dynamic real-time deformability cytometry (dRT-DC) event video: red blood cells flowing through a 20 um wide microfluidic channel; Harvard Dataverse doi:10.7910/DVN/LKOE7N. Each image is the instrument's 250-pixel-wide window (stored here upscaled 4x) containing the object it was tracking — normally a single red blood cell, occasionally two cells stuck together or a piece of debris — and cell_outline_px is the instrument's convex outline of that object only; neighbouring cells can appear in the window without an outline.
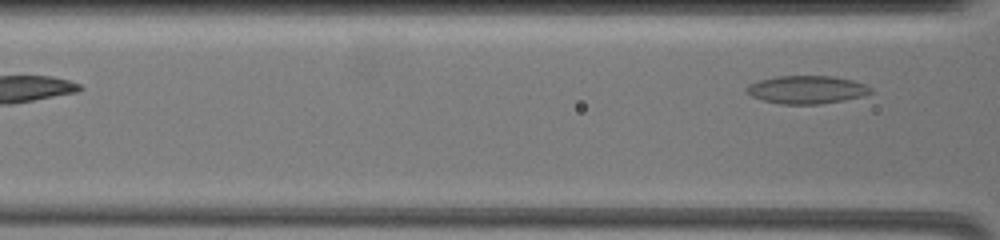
{"species": "common noctule bat (a hibernating species)", "species_latin": "Nyctalus noctula", "temperature_condition": "warm", "stored_images_in_passage": 8, "segment_of_instrument_passage": [2, 2], "camera_frame_rate_fps": 3000, "um_per_image_px": 0.085, "animal": {"sex": "female", "body_mass_g": 19.5, "forearm_length_mm": 54.1}, "frame": {"image": 1, "passage_image": 8, "time_ms": 5.0, "image_size_px": [1000, 240], "cell_outline_px": [[872, 92], [864, 96], [844, 100], [820, 104], [780, 104], [764, 100], [752, 96], [744, 88], [748, 84], [760, 80], [776, 76], [832, 76], [852, 80], [864, 84], [872, 88]], "centroid_in_image_um": [68.58, 7.62], "position_along_channel_um": 98.0, "area_um2": 20.23}}